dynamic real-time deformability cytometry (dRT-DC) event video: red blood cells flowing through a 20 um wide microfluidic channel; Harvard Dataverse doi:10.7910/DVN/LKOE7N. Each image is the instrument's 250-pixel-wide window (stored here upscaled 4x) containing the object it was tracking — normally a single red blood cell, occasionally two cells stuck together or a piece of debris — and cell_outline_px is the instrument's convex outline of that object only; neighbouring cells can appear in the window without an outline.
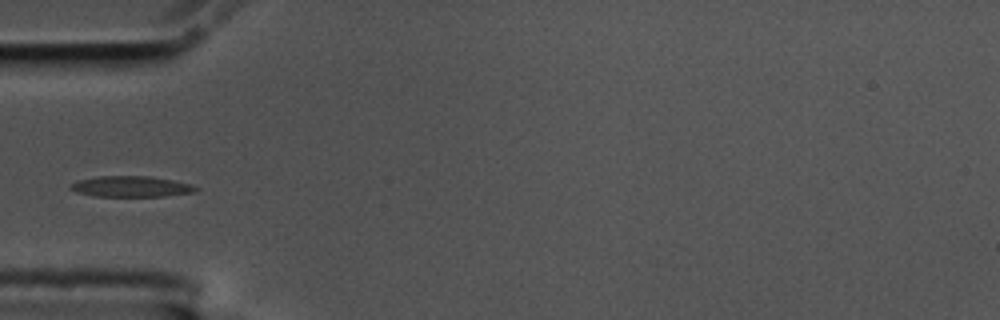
{"species": "common noctule bat (a hibernating species)", "species_latin": "Nyctalus noctula", "temperature_condition": "cold", "stored_images_in_passage": 5, "camera_frame_rate_fps": 3000, "um_per_image_px": 0.085, "animal": {"sex": "male", "body_mass_g": 17.5, "forearm_length_mm": 52.3}, "frame": {"image": 1, "passage_image": 3, "time_ms": 0.667, "image_size_px": [1000, 320], "cell_outline_px": [[200, 188], [196, 192], [164, 196], [92, 196], [76, 192], [68, 188], [68, 184], [76, 180], [96, 176], [152, 176], [192, 184]], "centroid_in_image_um": [11.1, 15.85], "position_along_channel_um": 73.9, "area_um2": 15.49}}
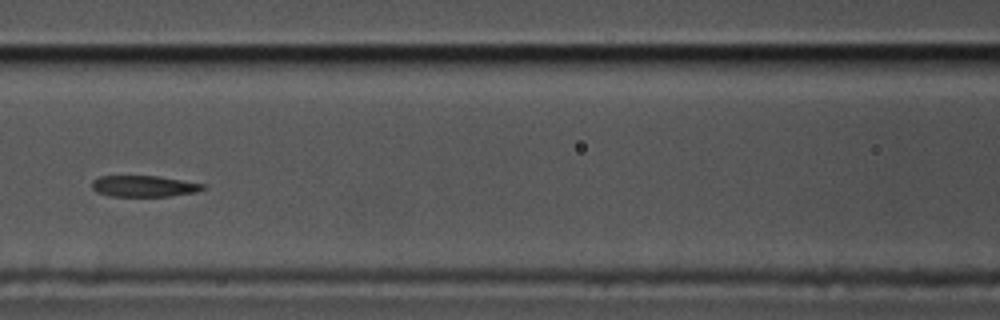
{"frame": {"image": 2, "passage_image": 5, "time_ms": 1.333, "image_size_px": [1000, 320], "cell_outline_px": [[204, 188], [196, 192], [168, 196], [108, 196], [96, 192], [92, 188], [92, 180], [100, 176], [160, 176], [204, 184]], "centroid_in_image_um": [12.19, 15.82], "position_along_channel_um": 154.4, "area_um2": 13.7}}